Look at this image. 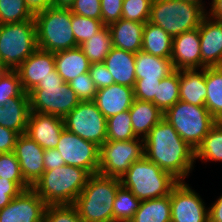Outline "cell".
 Here are the masks:
<instances>
[{
  "instance_id": "cell-18",
  "label": "cell",
  "mask_w": 222,
  "mask_h": 222,
  "mask_svg": "<svg viewBox=\"0 0 222 222\" xmlns=\"http://www.w3.org/2000/svg\"><path fill=\"white\" fill-rule=\"evenodd\" d=\"M54 69V53L38 48L20 64L16 71L23 91L29 93L47 76L52 75Z\"/></svg>"
},
{
  "instance_id": "cell-33",
  "label": "cell",
  "mask_w": 222,
  "mask_h": 222,
  "mask_svg": "<svg viewBox=\"0 0 222 222\" xmlns=\"http://www.w3.org/2000/svg\"><path fill=\"white\" fill-rule=\"evenodd\" d=\"M180 100L179 70L161 79L157 89V107L165 113Z\"/></svg>"
},
{
  "instance_id": "cell-23",
  "label": "cell",
  "mask_w": 222,
  "mask_h": 222,
  "mask_svg": "<svg viewBox=\"0 0 222 222\" xmlns=\"http://www.w3.org/2000/svg\"><path fill=\"white\" fill-rule=\"evenodd\" d=\"M145 23L120 19L109 25L112 46L137 53L142 49Z\"/></svg>"
},
{
  "instance_id": "cell-7",
  "label": "cell",
  "mask_w": 222,
  "mask_h": 222,
  "mask_svg": "<svg viewBox=\"0 0 222 222\" xmlns=\"http://www.w3.org/2000/svg\"><path fill=\"white\" fill-rule=\"evenodd\" d=\"M31 112L56 115L64 118L81 101L54 69L29 93Z\"/></svg>"
},
{
  "instance_id": "cell-51",
  "label": "cell",
  "mask_w": 222,
  "mask_h": 222,
  "mask_svg": "<svg viewBox=\"0 0 222 222\" xmlns=\"http://www.w3.org/2000/svg\"><path fill=\"white\" fill-rule=\"evenodd\" d=\"M208 218L209 222H222V194L221 196L208 207Z\"/></svg>"
},
{
  "instance_id": "cell-35",
  "label": "cell",
  "mask_w": 222,
  "mask_h": 222,
  "mask_svg": "<svg viewBox=\"0 0 222 222\" xmlns=\"http://www.w3.org/2000/svg\"><path fill=\"white\" fill-rule=\"evenodd\" d=\"M138 138L133 129L129 110L120 112L107 119L106 141H127Z\"/></svg>"
},
{
  "instance_id": "cell-17",
  "label": "cell",
  "mask_w": 222,
  "mask_h": 222,
  "mask_svg": "<svg viewBox=\"0 0 222 222\" xmlns=\"http://www.w3.org/2000/svg\"><path fill=\"white\" fill-rule=\"evenodd\" d=\"M171 62L174 70L201 69L199 28L173 38Z\"/></svg>"
},
{
  "instance_id": "cell-46",
  "label": "cell",
  "mask_w": 222,
  "mask_h": 222,
  "mask_svg": "<svg viewBox=\"0 0 222 222\" xmlns=\"http://www.w3.org/2000/svg\"><path fill=\"white\" fill-rule=\"evenodd\" d=\"M123 0H101V20L104 25L117 22L122 16Z\"/></svg>"
},
{
  "instance_id": "cell-1",
  "label": "cell",
  "mask_w": 222,
  "mask_h": 222,
  "mask_svg": "<svg viewBox=\"0 0 222 222\" xmlns=\"http://www.w3.org/2000/svg\"><path fill=\"white\" fill-rule=\"evenodd\" d=\"M144 152L149 161L169 172L178 181H184L194 168L195 150L164 118L144 138Z\"/></svg>"
},
{
  "instance_id": "cell-27",
  "label": "cell",
  "mask_w": 222,
  "mask_h": 222,
  "mask_svg": "<svg viewBox=\"0 0 222 222\" xmlns=\"http://www.w3.org/2000/svg\"><path fill=\"white\" fill-rule=\"evenodd\" d=\"M173 71L170 58L153 56L142 50L135 53L136 80H161Z\"/></svg>"
},
{
  "instance_id": "cell-5",
  "label": "cell",
  "mask_w": 222,
  "mask_h": 222,
  "mask_svg": "<svg viewBox=\"0 0 222 222\" xmlns=\"http://www.w3.org/2000/svg\"><path fill=\"white\" fill-rule=\"evenodd\" d=\"M204 5L181 0H153L149 22L160 26L174 38L199 27L207 15Z\"/></svg>"
},
{
  "instance_id": "cell-3",
  "label": "cell",
  "mask_w": 222,
  "mask_h": 222,
  "mask_svg": "<svg viewBox=\"0 0 222 222\" xmlns=\"http://www.w3.org/2000/svg\"><path fill=\"white\" fill-rule=\"evenodd\" d=\"M89 176L86 170L65 164L44 171L32 189L47 205H73Z\"/></svg>"
},
{
  "instance_id": "cell-11",
  "label": "cell",
  "mask_w": 222,
  "mask_h": 222,
  "mask_svg": "<svg viewBox=\"0 0 222 222\" xmlns=\"http://www.w3.org/2000/svg\"><path fill=\"white\" fill-rule=\"evenodd\" d=\"M64 127L84 140L101 146L107 139V119L93 101H81L64 118Z\"/></svg>"
},
{
  "instance_id": "cell-53",
  "label": "cell",
  "mask_w": 222,
  "mask_h": 222,
  "mask_svg": "<svg viewBox=\"0 0 222 222\" xmlns=\"http://www.w3.org/2000/svg\"><path fill=\"white\" fill-rule=\"evenodd\" d=\"M74 0H53V7L56 8H70Z\"/></svg>"
},
{
  "instance_id": "cell-14",
  "label": "cell",
  "mask_w": 222,
  "mask_h": 222,
  "mask_svg": "<svg viewBox=\"0 0 222 222\" xmlns=\"http://www.w3.org/2000/svg\"><path fill=\"white\" fill-rule=\"evenodd\" d=\"M47 206L32 188L24 190L0 210V222H44Z\"/></svg>"
},
{
  "instance_id": "cell-9",
  "label": "cell",
  "mask_w": 222,
  "mask_h": 222,
  "mask_svg": "<svg viewBox=\"0 0 222 222\" xmlns=\"http://www.w3.org/2000/svg\"><path fill=\"white\" fill-rule=\"evenodd\" d=\"M164 119L194 150L218 122L205 106H196L180 100L164 113Z\"/></svg>"
},
{
  "instance_id": "cell-45",
  "label": "cell",
  "mask_w": 222,
  "mask_h": 222,
  "mask_svg": "<svg viewBox=\"0 0 222 222\" xmlns=\"http://www.w3.org/2000/svg\"><path fill=\"white\" fill-rule=\"evenodd\" d=\"M69 9L74 14L101 20V0H74Z\"/></svg>"
},
{
  "instance_id": "cell-39",
  "label": "cell",
  "mask_w": 222,
  "mask_h": 222,
  "mask_svg": "<svg viewBox=\"0 0 222 222\" xmlns=\"http://www.w3.org/2000/svg\"><path fill=\"white\" fill-rule=\"evenodd\" d=\"M23 92L20 78L16 70H5L0 73V104L18 97Z\"/></svg>"
},
{
  "instance_id": "cell-22",
  "label": "cell",
  "mask_w": 222,
  "mask_h": 222,
  "mask_svg": "<svg viewBox=\"0 0 222 222\" xmlns=\"http://www.w3.org/2000/svg\"><path fill=\"white\" fill-rule=\"evenodd\" d=\"M103 63L111 73L114 83L134 88L135 53L112 47Z\"/></svg>"
},
{
  "instance_id": "cell-38",
  "label": "cell",
  "mask_w": 222,
  "mask_h": 222,
  "mask_svg": "<svg viewBox=\"0 0 222 222\" xmlns=\"http://www.w3.org/2000/svg\"><path fill=\"white\" fill-rule=\"evenodd\" d=\"M152 1L153 0H123L121 18L140 23L148 22Z\"/></svg>"
},
{
  "instance_id": "cell-32",
  "label": "cell",
  "mask_w": 222,
  "mask_h": 222,
  "mask_svg": "<svg viewBox=\"0 0 222 222\" xmlns=\"http://www.w3.org/2000/svg\"><path fill=\"white\" fill-rule=\"evenodd\" d=\"M222 161V122H217L195 150V160Z\"/></svg>"
},
{
  "instance_id": "cell-42",
  "label": "cell",
  "mask_w": 222,
  "mask_h": 222,
  "mask_svg": "<svg viewBox=\"0 0 222 222\" xmlns=\"http://www.w3.org/2000/svg\"><path fill=\"white\" fill-rule=\"evenodd\" d=\"M80 101H93L98 88L90 78L89 73H84L69 82Z\"/></svg>"
},
{
  "instance_id": "cell-48",
  "label": "cell",
  "mask_w": 222,
  "mask_h": 222,
  "mask_svg": "<svg viewBox=\"0 0 222 222\" xmlns=\"http://www.w3.org/2000/svg\"><path fill=\"white\" fill-rule=\"evenodd\" d=\"M18 137L17 132L0 126V154L14 152Z\"/></svg>"
},
{
  "instance_id": "cell-47",
  "label": "cell",
  "mask_w": 222,
  "mask_h": 222,
  "mask_svg": "<svg viewBox=\"0 0 222 222\" xmlns=\"http://www.w3.org/2000/svg\"><path fill=\"white\" fill-rule=\"evenodd\" d=\"M88 73L98 89L114 84L113 77L103 62L91 64Z\"/></svg>"
},
{
  "instance_id": "cell-30",
  "label": "cell",
  "mask_w": 222,
  "mask_h": 222,
  "mask_svg": "<svg viewBox=\"0 0 222 222\" xmlns=\"http://www.w3.org/2000/svg\"><path fill=\"white\" fill-rule=\"evenodd\" d=\"M206 87L205 107L222 122V66L206 67Z\"/></svg>"
},
{
  "instance_id": "cell-54",
  "label": "cell",
  "mask_w": 222,
  "mask_h": 222,
  "mask_svg": "<svg viewBox=\"0 0 222 222\" xmlns=\"http://www.w3.org/2000/svg\"><path fill=\"white\" fill-rule=\"evenodd\" d=\"M183 2H189V3H201L200 0H181Z\"/></svg>"
},
{
  "instance_id": "cell-34",
  "label": "cell",
  "mask_w": 222,
  "mask_h": 222,
  "mask_svg": "<svg viewBox=\"0 0 222 222\" xmlns=\"http://www.w3.org/2000/svg\"><path fill=\"white\" fill-rule=\"evenodd\" d=\"M141 201L122 185L113 203V222H129L139 209Z\"/></svg>"
},
{
  "instance_id": "cell-24",
  "label": "cell",
  "mask_w": 222,
  "mask_h": 222,
  "mask_svg": "<svg viewBox=\"0 0 222 222\" xmlns=\"http://www.w3.org/2000/svg\"><path fill=\"white\" fill-rule=\"evenodd\" d=\"M197 71L199 70H179L180 101L196 106H205L206 67Z\"/></svg>"
},
{
  "instance_id": "cell-15",
  "label": "cell",
  "mask_w": 222,
  "mask_h": 222,
  "mask_svg": "<svg viewBox=\"0 0 222 222\" xmlns=\"http://www.w3.org/2000/svg\"><path fill=\"white\" fill-rule=\"evenodd\" d=\"M14 153L25 182L32 188L44 173V149L26 134H20Z\"/></svg>"
},
{
  "instance_id": "cell-21",
  "label": "cell",
  "mask_w": 222,
  "mask_h": 222,
  "mask_svg": "<svg viewBox=\"0 0 222 222\" xmlns=\"http://www.w3.org/2000/svg\"><path fill=\"white\" fill-rule=\"evenodd\" d=\"M29 94L24 91L18 96L0 104V126L25 134L30 115Z\"/></svg>"
},
{
  "instance_id": "cell-41",
  "label": "cell",
  "mask_w": 222,
  "mask_h": 222,
  "mask_svg": "<svg viewBox=\"0 0 222 222\" xmlns=\"http://www.w3.org/2000/svg\"><path fill=\"white\" fill-rule=\"evenodd\" d=\"M0 178L10 181H25L14 152L0 154Z\"/></svg>"
},
{
  "instance_id": "cell-37",
  "label": "cell",
  "mask_w": 222,
  "mask_h": 222,
  "mask_svg": "<svg viewBox=\"0 0 222 222\" xmlns=\"http://www.w3.org/2000/svg\"><path fill=\"white\" fill-rule=\"evenodd\" d=\"M105 25L102 20L94 18H87L72 13V29L76 39L77 45H81L86 40L91 39L98 31H100Z\"/></svg>"
},
{
  "instance_id": "cell-4",
  "label": "cell",
  "mask_w": 222,
  "mask_h": 222,
  "mask_svg": "<svg viewBox=\"0 0 222 222\" xmlns=\"http://www.w3.org/2000/svg\"><path fill=\"white\" fill-rule=\"evenodd\" d=\"M120 180L121 185L130 190L140 201L168 196L179 182L145 156L133 162Z\"/></svg>"
},
{
  "instance_id": "cell-26",
  "label": "cell",
  "mask_w": 222,
  "mask_h": 222,
  "mask_svg": "<svg viewBox=\"0 0 222 222\" xmlns=\"http://www.w3.org/2000/svg\"><path fill=\"white\" fill-rule=\"evenodd\" d=\"M54 57L55 70L66 83L90 69L91 62L79 47L54 53Z\"/></svg>"
},
{
  "instance_id": "cell-55",
  "label": "cell",
  "mask_w": 222,
  "mask_h": 222,
  "mask_svg": "<svg viewBox=\"0 0 222 222\" xmlns=\"http://www.w3.org/2000/svg\"><path fill=\"white\" fill-rule=\"evenodd\" d=\"M0 70H5V68L3 67L1 61H0Z\"/></svg>"
},
{
  "instance_id": "cell-13",
  "label": "cell",
  "mask_w": 222,
  "mask_h": 222,
  "mask_svg": "<svg viewBox=\"0 0 222 222\" xmlns=\"http://www.w3.org/2000/svg\"><path fill=\"white\" fill-rule=\"evenodd\" d=\"M205 202L184 181H179L170 192L171 222H209Z\"/></svg>"
},
{
  "instance_id": "cell-44",
  "label": "cell",
  "mask_w": 222,
  "mask_h": 222,
  "mask_svg": "<svg viewBox=\"0 0 222 222\" xmlns=\"http://www.w3.org/2000/svg\"><path fill=\"white\" fill-rule=\"evenodd\" d=\"M161 80H136L134 98L153 102L157 106V89Z\"/></svg>"
},
{
  "instance_id": "cell-28",
  "label": "cell",
  "mask_w": 222,
  "mask_h": 222,
  "mask_svg": "<svg viewBox=\"0 0 222 222\" xmlns=\"http://www.w3.org/2000/svg\"><path fill=\"white\" fill-rule=\"evenodd\" d=\"M173 38L160 26L146 22L143 30L142 51L153 56L171 58Z\"/></svg>"
},
{
  "instance_id": "cell-19",
  "label": "cell",
  "mask_w": 222,
  "mask_h": 222,
  "mask_svg": "<svg viewBox=\"0 0 222 222\" xmlns=\"http://www.w3.org/2000/svg\"><path fill=\"white\" fill-rule=\"evenodd\" d=\"M201 69L222 66V21L206 15L199 25Z\"/></svg>"
},
{
  "instance_id": "cell-10",
  "label": "cell",
  "mask_w": 222,
  "mask_h": 222,
  "mask_svg": "<svg viewBox=\"0 0 222 222\" xmlns=\"http://www.w3.org/2000/svg\"><path fill=\"white\" fill-rule=\"evenodd\" d=\"M144 153L142 138L106 141L100 146L98 173L121 179L133 162L144 157Z\"/></svg>"
},
{
  "instance_id": "cell-50",
  "label": "cell",
  "mask_w": 222,
  "mask_h": 222,
  "mask_svg": "<svg viewBox=\"0 0 222 222\" xmlns=\"http://www.w3.org/2000/svg\"><path fill=\"white\" fill-rule=\"evenodd\" d=\"M27 8L35 15L53 7V0H24Z\"/></svg>"
},
{
  "instance_id": "cell-20",
  "label": "cell",
  "mask_w": 222,
  "mask_h": 222,
  "mask_svg": "<svg viewBox=\"0 0 222 222\" xmlns=\"http://www.w3.org/2000/svg\"><path fill=\"white\" fill-rule=\"evenodd\" d=\"M134 88L120 84H111L98 89L93 102L99 111L108 119L120 112L129 110L134 101Z\"/></svg>"
},
{
  "instance_id": "cell-29",
  "label": "cell",
  "mask_w": 222,
  "mask_h": 222,
  "mask_svg": "<svg viewBox=\"0 0 222 222\" xmlns=\"http://www.w3.org/2000/svg\"><path fill=\"white\" fill-rule=\"evenodd\" d=\"M129 222H171L170 195L141 201Z\"/></svg>"
},
{
  "instance_id": "cell-6",
  "label": "cell",
  "mask_w": 222,
  "mask_h": 222,
  "mask_svg": "<svg viewBox=\"0 0 222 222\" xmlns=\"http://www.w3.org/2000/svg\"><path fill=\"white\" fill-rule=\"evenodd\" d=\"M37 47L57 53L79 47L73 33L72 12L69 8L51 7L34 15Z\"/></svg>"
},
{
  "instance_id": "cell-31",
  "label": "cell",
  "mask_w": 222,
  "mask_h": 222,
  "mask_svg": "<svg viewBox=\"0 0 222 222\" xmlns=\"http://www.w3.org/2000/svg\"><path fill=\"white\" fill-rule=\"evenodd\" d=\"M112 47L109 26L106 25L91 39L79 45L91 64L104 62Z\"/></svg>"
},
{
  "instance_id": "cell-12",
  "label": "cell",
  "mask_w": 222,
  "mask_h": 222,
  "mask_svg": "<svg viewBox=\"0 0 222 222\" xmlns=\"http://www.w3.org/2000/svg\"><path fill=\"white\" fill-rule=\"evenodd\" d=\"M56 150L62 155L66 165L86 170L90 175L99 170L100 147L64 129Z\"/></svg>"
},
{
  "instance_id": "cell-25",
  "label": "cell",
  "mask_w": 222,
  "mask_h": 222,
  "mask_svg": "<svg viewBox=\"0 0 222 222\" xmlns=\"http://www.w3.org/2000/svg\"><path fill=\"white\" fill-rule=\"evenodd\" d=\"M129 113L132 121V129L135 135L142 139L164 118V113L153 102L138 99H134Z\"/></svg>"
},
{
  "instance_id": "cell-2",
  "label": "cell",
  "mask_w": 222,
  "mask_h": 222,
  "mask_svg": "<svg viewBox=\"0 0 222 222\" xmlns=\"http://www.w3.org/2000/svg\"><path fill=\"white\" fill-rule=\"evenodd\" d=\"M121 180L99 173L89 176L73 204L83 222H113V203Z\"/></svg>"
},
{
  "instance_id": "cell-16",
  "label": "cell",
  "mask_w": 222,
  "mask_h": 222,
  "mask_svg": "<svg viewBox=\"0 0 222 222\" xmlns=\"http://www.w3.org/2000/svg\"><path fill=\"white\" fill-rule=\"evenodd\" d=\"M65 129L63 118L43 113L30 112L26 135L45 149H56Z\"/></svg>"
},
{
  "instance_id": "cell-49",
  "label": "cell",
  "mask_w": 222,
  "mask_h": 222,
  "mask_svg": "<svg viewBox=\"0 0 222 222\" xmlns=\"http://www.w3.org/2000/svg\"><path fill=\"white\" fill-rule=\"evenodd\" d=\"M44 171L56 169L65 165L62 155L56 149L44 150Z\"/></svg>"
},
{
  "instance_id": "cell-8",
  "label": "cell",
  "mask_w": 222,
  "mask_h": 222,
  "mask_svg": "<svg viewBox=\"0 0 222 222\" xmlns=\"http://www.w3.org/2000/svg\"><path fill=\"white\" fill-rule=\"evenodd\" d=\"M37 49L34 19L0 24V61L5 70H16Z\"/></svg>"
},
{
  "instance_id": "cell-43",
  "label": "cell",
  "mask_w": 222,
  "mask_h": 222,
  "mask_svg": "<svg viewBox=\"0 0 222 222\" xmlns=\"http://www.w3.org/2000/svg\"><path fill=\"white\" fill-rule=\"evenodd\" d=\"M30 188L25 181H10L0 178V210L7 206L22 191Z\"/></svg>"
},
{
  "instance_id": "cell-36",
  "label": "cell",
  "mask_w": 222,
  "mask_h": 222,
  "mask_svg": "<svg viewBox=\"0 0 222 222\" xmlns=\"http://www.w3.org/2000/svg\"><path fill=\"white\" fill-rule=\"evenodd\" d=\"M34 19L24 0H0V24L20 23Z\"/></svg>"
},
{
  "instance_id": "cell-40",
  "label": "cell",
  "mask_w": 222,
  "mask_h": 222,
  "mask_svg": "<svg viewBox=\"0 0 222 222\" xmlns=\"http://www.w3.org/2000/svg\"><path fill=\"white\" fill-rule=\"evenodd\" d=\"M44 222H83L74 205H48Z\"/></svg>"
},
{
  "instance_id": "cell-52",
  "label": "cell",
  "mask_w": 222,
  "mask_h": 222,
  "mask_svg": "<svg viewBox=\"0 0 222 222\" xmlns=\"http://www.w3.org/2000/svg\"><path fill=\"white\" fill-rule=\"evenodd\" d=\"M210 4L211 6L207 15L214 20L222 21V0H215Z\"/></svg>"
}]
</instances>
